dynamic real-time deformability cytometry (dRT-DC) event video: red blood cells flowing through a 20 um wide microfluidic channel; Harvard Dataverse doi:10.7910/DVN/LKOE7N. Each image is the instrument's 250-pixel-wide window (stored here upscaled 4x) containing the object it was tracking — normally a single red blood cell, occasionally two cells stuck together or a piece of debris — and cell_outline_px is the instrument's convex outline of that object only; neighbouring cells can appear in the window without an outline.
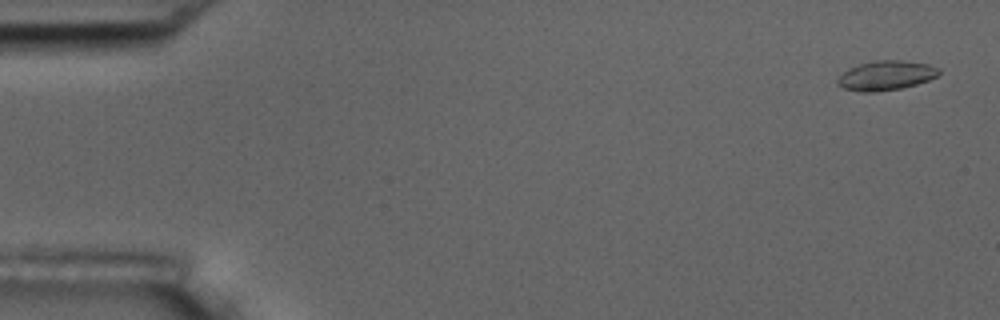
{"species": "common noctule bat (a hibernating species)", "species_latin": "Nyctalus noctula", "temperature_condition": "room temperature", "stored_images_in_passage": 4, "camera_frame_rate_fps": 3000, "um_per_image_px": 0.085, "animal": {"sex": "male", "body_mass_g": 17.5, "forearm_length_mm": 52.3}, "frame": {"image": 1, "passage_image": 1, "time_ms": 0.0, "image_size_px": [1000, 320], "cell_outline_px": [[940, 72], [936, 76], [928, 80], [916, 84], [900, 88], [872, 92], [864, 92], [844, 88], [836, 84], [836, 80], [848, 68], [872, 60], [900, 60], [928, 64], [940, 68]], "centroid_in_image_um": [75.3, 6.4], "position_along_channel_um": 9.7, "area_um2": 17.28}}